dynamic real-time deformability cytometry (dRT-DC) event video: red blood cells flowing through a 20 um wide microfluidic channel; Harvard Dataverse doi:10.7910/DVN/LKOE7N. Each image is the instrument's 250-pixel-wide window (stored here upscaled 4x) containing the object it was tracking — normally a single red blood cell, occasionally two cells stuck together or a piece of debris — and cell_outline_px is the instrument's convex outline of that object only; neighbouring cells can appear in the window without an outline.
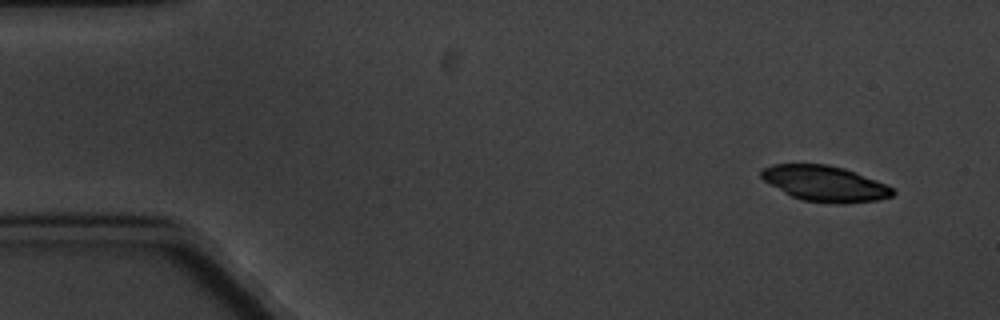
{"species": "common noctule bat (a hibernating species)", "species_latin": "Nyctalus noctula", "temperature_condition": "cold", "stored_images_in_passage": 8, "camera_frame_rate_fps": 3000, "um_per_image_px": 0.085, "animal": {"sex": "male", "body_mass_g": 20.1, "forearm_length_mm": 53.5}, "frame": {"image": 1, "passage_image": 1, "time_ms": 0.0, "image_size_px": [1000, 320], "cell_outline_px": [[896, 192], [892, 196], [876, 200], [844, 204], [836, 204], [804, 200], [792, 196], [784, 192], [764, 180], [760, 176], [760, 172], [764, 168], [772, 164], [828, 164], [844, 168], [856, 172], [876, 180], [892, 188]], "centroid_in_image_um": [70.13, 15.6], "position_along_channel_um": 14.9, "area_um2": 27.11}}